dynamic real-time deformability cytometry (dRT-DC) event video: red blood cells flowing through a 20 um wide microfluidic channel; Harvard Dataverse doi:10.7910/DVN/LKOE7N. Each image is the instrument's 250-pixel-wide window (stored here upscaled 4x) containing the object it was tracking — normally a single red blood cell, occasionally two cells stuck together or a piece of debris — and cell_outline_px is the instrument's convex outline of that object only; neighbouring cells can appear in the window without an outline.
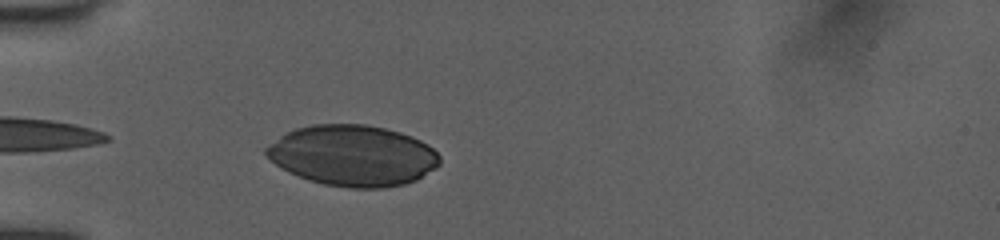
{"species": "human", "species_latin": "Homo sapiens", "temperature_condition": "room temperature", "stored_images_in_passage": 7, "camera_frame_rate_fps": 3000, "um_per_image_px": 0.085, "donor": {"sex": "female"}, "frame": {"image": 1, "passage_image": 2, "time_ms": 0.333, "image_size_px": [1000, 240], "cell_outline_px": [[440, 164], [436, 168], [416, 180], [404, 184], [384, 188], [348, 188], [324, 184], [308, 180], [288, 172], [280, 168], [264, 152], [264, 148], [268, 144], [280, 136], [296, 128], [312, 124], [364, 124], [384, 128], [400, 132], [412, 136], [428, 144], [440, 156]], "centroid_in_image_um": [29.99, 13.22], "position_along_channel_um": 55.0, "area_um2": 61.73}}
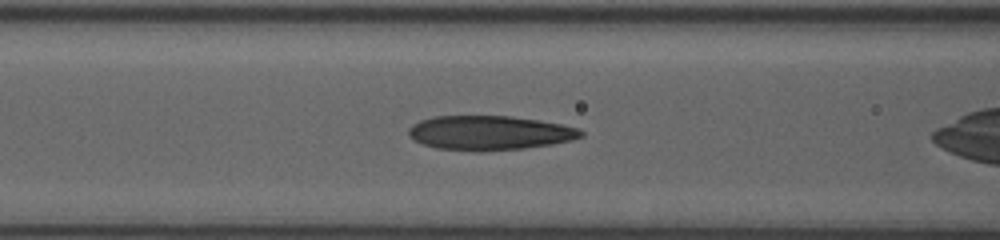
{"frame": {"image": 2, "passage_image": 5, "time_ms": 1.333, "image_size_px": [1000, 240], "cell_outline_px": [[584, 136], [572, 140], [552, 144], [524, 148], [476, 152], [436, 148], [424, 144], [408, 136], [408, 128], [412, 124], [420, 120], [432, 116], [508, 116], [536, 120], [560, 124], [580, 128], [584, 132]], "centroid_in_image_um": [41.6, 11.3], "position_along_channel_um": 125.0, "area_um2": 34.62}}